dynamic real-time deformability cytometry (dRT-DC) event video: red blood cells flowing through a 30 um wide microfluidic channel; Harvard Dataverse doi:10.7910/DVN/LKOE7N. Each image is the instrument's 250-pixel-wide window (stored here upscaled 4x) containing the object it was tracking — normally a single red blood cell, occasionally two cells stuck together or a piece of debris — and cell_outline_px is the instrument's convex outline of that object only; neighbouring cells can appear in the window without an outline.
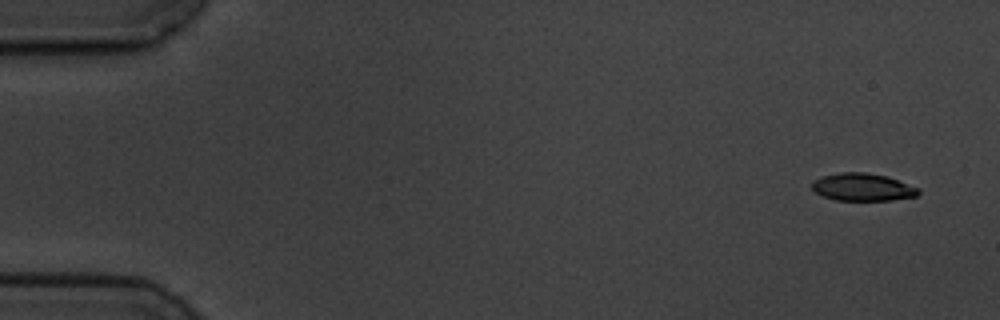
{"species": "common noctule bat (a hibernating species)", "species_latin": "Nyctalus noctula", "temperature_condition": "cold", "stored_images_in_passage": 4, "camera_frame_rate_fps": 3000, "um_per_image_px": 0.085, "animal": {"sex": "male", "body_mass_g": 19.5, "forearm_length_mm": 54.6}, "frame": {"image": 1, "passage_image": 1, "time_ms": 0.0, "image_size_px": [1000, 320], "cell_outline_px": [[920, 192], [916, 196], [892, 200], [836, 200], [824, 196], [816, 192], [812, 188], [812, 180], [820, 176], [840, 172], [864, 172], [884, 176], [920, 188]], "centroid_in_image_um": [73.29, 15.9], "position_along_channel_um": 11.7, "area_um2": 16.99}}
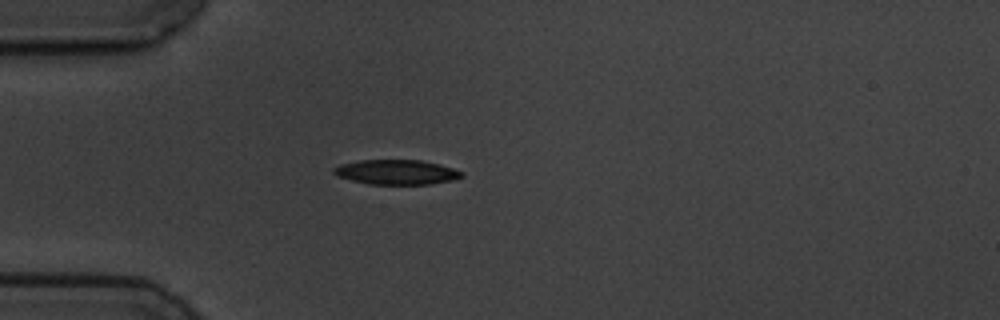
{"frame": {"image": 2, "passage_image": 4, "time_ms": 4.333, "image_size_px": [1000, 320], "cell_outline_px": [[464, 176], [452, 180], [432, 184], [368, 184], [336, 176], [332, 172], [332, 168], [340, 164], [360, 160], [420, 160], [440, 164], [464, 172]], "centroid_in_image_um": [33.69, 14.63], "position_along_channel_um": 51.3, "area_um2": 18.55}}